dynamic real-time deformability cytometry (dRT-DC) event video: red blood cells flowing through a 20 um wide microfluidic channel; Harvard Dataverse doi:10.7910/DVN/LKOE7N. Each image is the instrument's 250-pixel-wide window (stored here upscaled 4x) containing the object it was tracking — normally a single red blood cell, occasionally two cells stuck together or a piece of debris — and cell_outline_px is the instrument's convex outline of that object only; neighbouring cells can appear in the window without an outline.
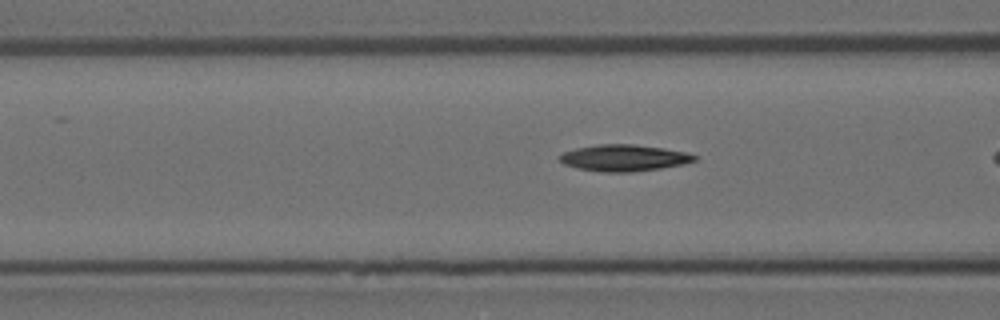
{"species": "Egyptian fruit bat (a non-hibernating species)", "species_latin": "Rousettus aegyptiacus", "temperature_condition": "room temperature", "stored_images_in_passage": 7, "camera_frame_rate_fps": 3000, "um_per_image_px": 0.085, "animal": {"sex": "female"}, "frame": {"image": 1, "passage_image": 5, "time_ms": 1.333, "image_size_px": [1000, 320], "cell_outline_px": [[696, 160], [680, 164], [660, 168], [632, 172], [600, 172], [576, 168], [564, 164], [556, 156], [564, 152], [576, 148], [596, 144], [632, 144], [664, 148], [688, 152], [696, 156]], "centroid_in_image_um": [52.98, 13.42], "position_along_channel_um": 113.6, "area_um2": 20.87}}